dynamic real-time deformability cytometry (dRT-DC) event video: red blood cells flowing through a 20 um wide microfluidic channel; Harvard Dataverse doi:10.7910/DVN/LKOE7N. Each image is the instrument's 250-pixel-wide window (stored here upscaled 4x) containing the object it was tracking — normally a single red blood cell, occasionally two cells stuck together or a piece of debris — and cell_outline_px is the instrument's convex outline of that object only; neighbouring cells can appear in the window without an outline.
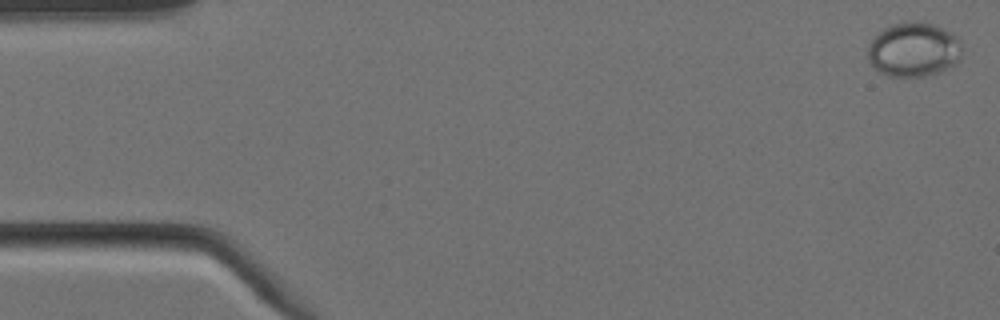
{"species": "Egyptian fruit bat (a non-hibernating species)", "species_latin": "Rousettus aegyptiacus", "temperature_condition": "cold", "stored_images_in_passage": 4, "camera_frame_rate_fps": 3000, "um_per_image_px": 0.085, "animal": {"sex": "female"}, "frame": {"image": 1, "passage_image": 1, "time_ms": 0.0, "image_size_px": [1000, 320], "cell_outline_px": [[964, 48], [956, 64], [940, 72], [924, 76], [888, 76], [880, 72], [868, 60], [868, 44], [876, 32], [892, 24], [904, 20], [932, 24], [952, 32], [956, 36]], "centroid_in_image_um": [77.66, 4.2], "position_along_channel_um": 7.3, "area_um2": 30.17}}